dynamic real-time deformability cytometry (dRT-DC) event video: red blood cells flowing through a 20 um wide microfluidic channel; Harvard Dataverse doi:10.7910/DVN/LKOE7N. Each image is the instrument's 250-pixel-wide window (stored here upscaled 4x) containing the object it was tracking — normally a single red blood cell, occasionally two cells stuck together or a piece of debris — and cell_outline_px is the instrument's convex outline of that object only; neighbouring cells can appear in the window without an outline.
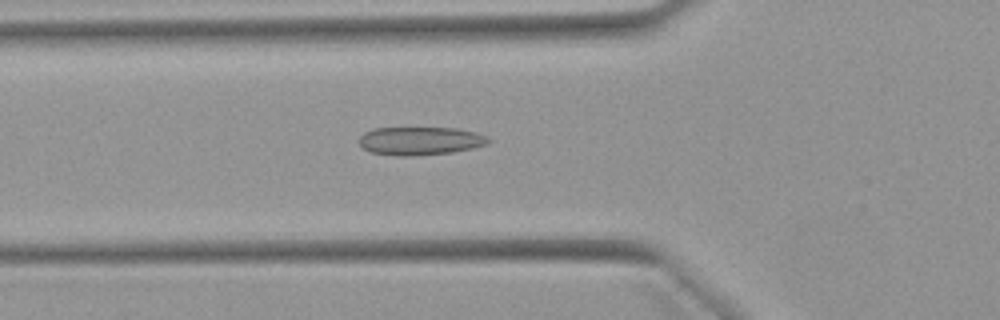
{"species": "Egyptian fruit bat (a non-hibernating species)", "species_latin": "Rousettus aegyptiacus", "temperature_condition": "warm", "stored_images_in_passage": 49, "camera_frame_rate_fps": 3000, "um_per_image_px": 0.085, "animal": {"sex": "female"}, "frame": {"image": 1, "passage_image": 18, "time_ms": 5.667, "image_size_px": [1000, 320], "cell_outline_px": [[492, 140], [488, 144], [472, 148], [452, 152], [408, 156], [396, 156], [372, 152], [364, 148], [356, 140], [364, 132], [372, 128], [456, 128], [476, 132], [488, 136]], "centroid_in_image_um": [35.72, 11.97], "position_along_channel_um": 90.1, "area_um2": 21.39}}
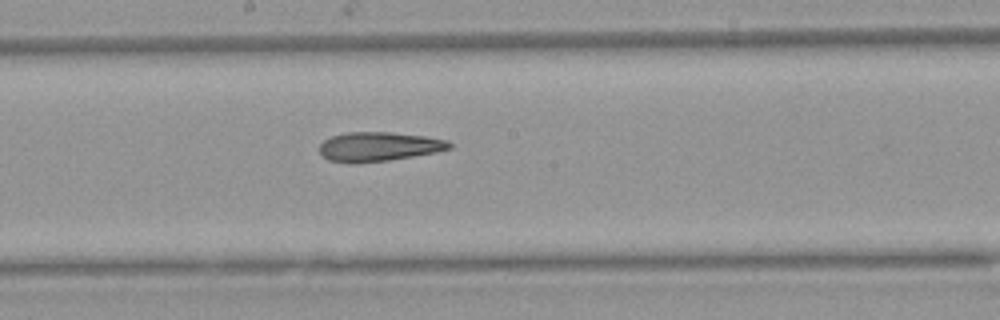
{"frame": {"image": 2, "passage_image": 28, "time_ms": 9.0, "image_size_px": [1000, 320], "cell_outline_px": [[452, 148], [436, 152], [388, 160], [328, 160], [320, 152], [320, 144], [324, 140], [332, 136], [348, 132], [392, 132], [424, 136], [448, 140], [452, 144]], "centroid_in_image_um": [32.27, 12.41], "position_along_channel_um": 215.9, "area_um2": 21.27}}
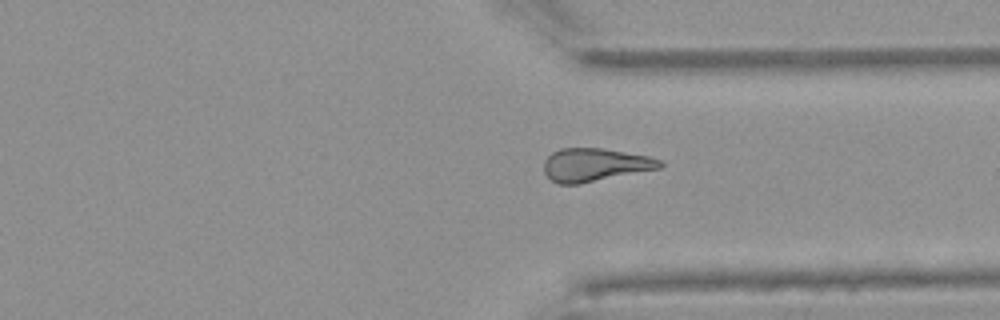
{"frame": {"image": 3, "passage_image": 39, "time_ms": 12.667, "image_size_px": [1000, 320], "cell_outline_px": [[664, 164], [660, 168], [580, 184], [556, 184], [544, 172], [544, 160], [552, 152], [560, 148], [604, 148], [648, 156], [660, 160]], "centroid_in_image_um": [50.55, 14.01], "position_along_channel_um": 360.9, "area_um2": 22.43}}